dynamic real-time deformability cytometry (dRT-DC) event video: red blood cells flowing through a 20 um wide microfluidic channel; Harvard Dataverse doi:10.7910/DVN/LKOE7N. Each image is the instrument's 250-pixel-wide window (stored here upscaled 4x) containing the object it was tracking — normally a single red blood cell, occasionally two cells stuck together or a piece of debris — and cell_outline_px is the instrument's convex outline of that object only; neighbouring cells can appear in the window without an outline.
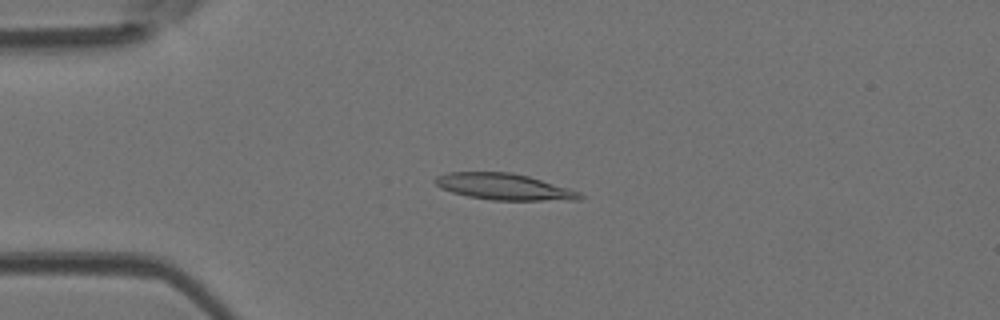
{"species": "Egyptian fruit bat (a non-hibernating species)", "species_latin": "Rousettus aegyptiacus", "temperature_condition": "room temperature", "stored_images_in_passage": 43, "camera_frame_rate_fps": 3000, "um_per_image_px": 0.085, "animal": {"sex": "female"}, "frame": {"image": 1, "passage_image": 4, "time_ms": 1.0, "image_size_px": [1000, 320], "cell_outline_px": [[588, 196], [580, 200], [492, 200], [468, 196], [452, 192], [440, 188], [432, 180], [436, 176], [448, 172], [512, 172], [528, 176], [568, 188], [580, 192]], "centroid_in_image_um": [42.85, 15.87], "position_along_channel_um": 42.1, "area_um2": 22.31}}
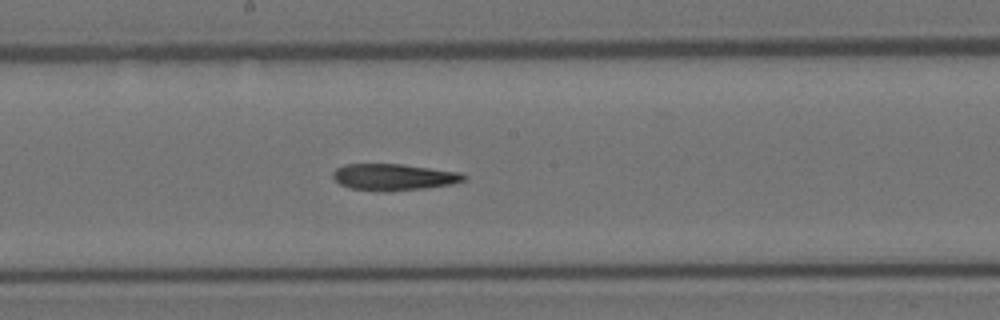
{"frame": {"image": 2, "passage_image": 19, "time_ms": 6.0, "image_size_px": [1000, 320], "cell_outline_px": [[468, 176], [464, 180], [452, 184], [424, 188], [380, 192], [352, 188], [340, 184], [332, 176], [332, 172], [336, 168], [344, 164], [404, 164], [460, 172]], "centroid_in_image_um": [33.46, 15.04], "position_along_channel_um": 214.7, "area_um2": 20.29}}
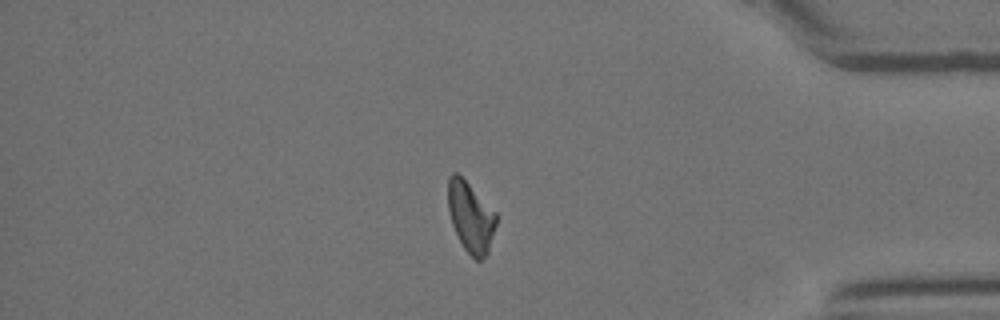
{"frame": {"image": 3, "passage_image": 35, "time_ms": 11.333, "image_size_px": [1000, 320], "cell_outline_px": [[496, 224], [488, 252], [480, 260], [476, 260], [464, 248], [452, 224], [448, 208], [448, 176], [452, 172], [456, 172], [496, 212]], "centroid_in_image_um": [39.99, 18.44], "position_along_channel_um": 395.2, "area_um2": 19.31}, "authors_computed_cell_mechanics": {"area_um2": 20.4034, "velocity_mm_per_s": 3.9345, "shape_relaxation_time_tau1_ms": 7.1853, "shape_relaxation_time_tau2_ms": 6.5825, "deformation_change_tau1": 0.2198, "deformation_change_tau2": 0.1641}}